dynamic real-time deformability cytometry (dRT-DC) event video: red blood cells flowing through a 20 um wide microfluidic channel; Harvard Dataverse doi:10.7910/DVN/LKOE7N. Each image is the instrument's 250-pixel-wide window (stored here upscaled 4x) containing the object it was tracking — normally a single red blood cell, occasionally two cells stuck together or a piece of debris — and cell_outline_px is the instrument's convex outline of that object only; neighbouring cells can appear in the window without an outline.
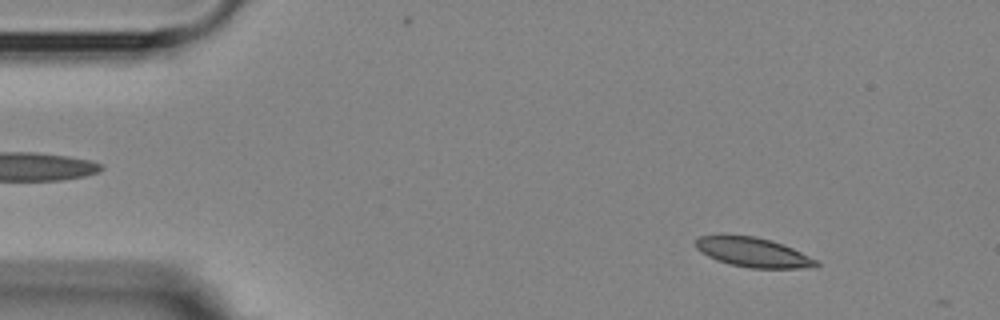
{"species": "Egyptian fruit bat (a non-hibernating species)", "species_latin": "Rousettus aegyptiacus", "temperature_condition": "room temperature", "stored_images_in_passage": 3, "camera_frame_rate_fps": 3000, "um_per_image_px": 0.085, "animal": {"sex": "female"}, "frame": {"image": 1, "passage_image": 1, "time_ms": 0.0, "image_size_px": [1000, 320], "cell_outline_px": [[820, 264], [816, 268], [748, 268], [728, 264], [716, 260], [700, 252], [696, 248], [696, 240], [700, 236], [752, 236], [772, 240], [792, 248], [816, 260]], "centroid_in_image_um": [64.03, 21.47], "position_along_channel_um": 21.0, "area_um2": 20.52}}